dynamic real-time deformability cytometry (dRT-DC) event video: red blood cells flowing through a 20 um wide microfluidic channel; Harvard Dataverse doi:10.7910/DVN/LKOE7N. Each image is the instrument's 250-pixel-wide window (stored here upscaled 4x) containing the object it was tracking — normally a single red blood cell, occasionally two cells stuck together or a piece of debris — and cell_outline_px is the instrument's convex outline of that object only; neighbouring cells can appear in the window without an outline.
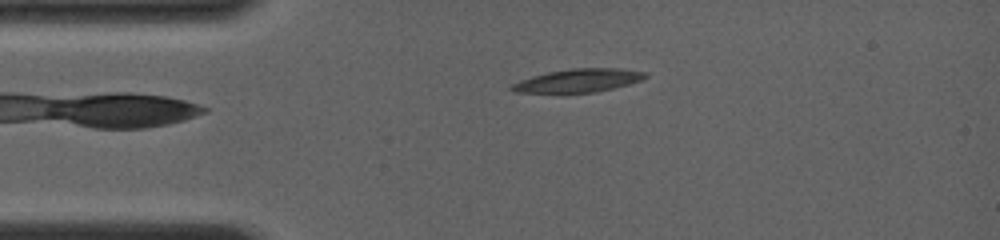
{"species": "common noctule bat (a hibernating species)", "species_latin": "Nyctalus noctula", "temperature_condition": "room temperature", "stored_images_in_passage": 5, "camera_frame_rate_fps": 4000, "um_per_image_px": 0.085, "animal": {"sex": "female", "body_mass_g": 19.0, "forearm_length_mm": 56.7}, "frame": {"image": 1, "passage_image": 3, "time_ms": 2.0, "image_size_px": [1000, 240], "cell_outline_px": [[648, 76], [644, 80], [596, 92], [512, 92], [508, 88], [512, 84], [520, 80], [532, 76], [548, 72], [572, 68], [620, 68], [648, 72]], "centroid_in_image_um": [49.19, 6.83], "position_along_channel_um": 35.8, "area_um2": 18.09}}
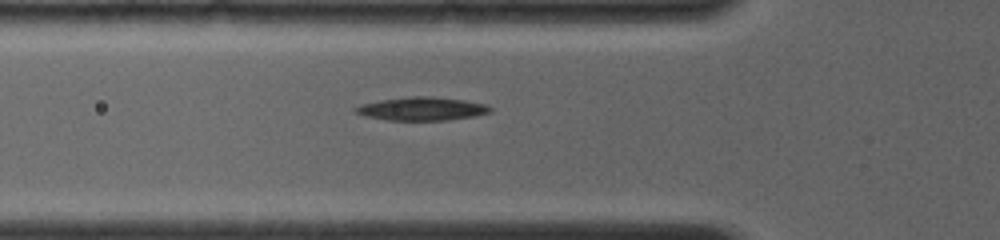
{"frame": {"image": 2, "passage_image": 5, "time_ms": 4.0, "image_size_px": [1000, 240], "cell_outline_px": [[492, 112], [476, 116], [448, 120], [388, 120], [364, 116], [356, 112], [352, 108], [360, 104], [380, 100], [412, 96], [428, 96], [464, 100], [488, 104], [492, 108]], "centroid_in_image_um": [35.88, 9.25], "position_along_channel_um": 89.9, "area_um2": 18.44}}